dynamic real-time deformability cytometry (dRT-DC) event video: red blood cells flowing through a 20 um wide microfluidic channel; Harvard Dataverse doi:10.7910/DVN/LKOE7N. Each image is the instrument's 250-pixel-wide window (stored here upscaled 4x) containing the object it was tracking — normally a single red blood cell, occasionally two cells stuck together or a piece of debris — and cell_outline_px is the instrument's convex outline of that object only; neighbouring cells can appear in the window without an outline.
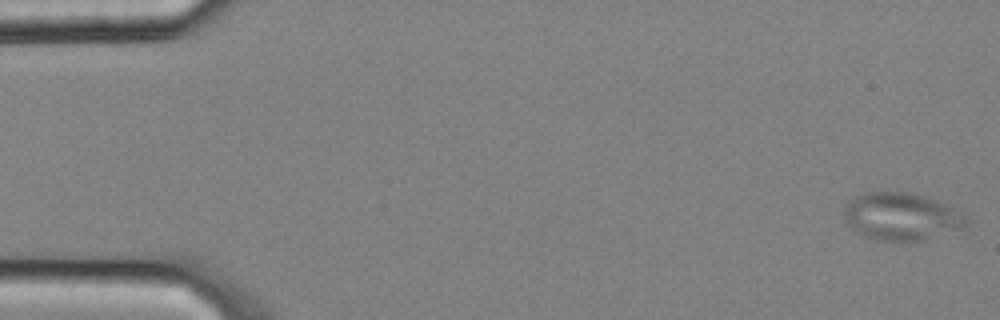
{"species": "common noctule bat (a hibernating species)", "species_latin": "Nyctalus noctula", "temperature_condition": "cold", "stored_images_in_passage": 6, "camera_frame_rate_fps": 3000, "um_per_image_px": 0.085, "animal": {"sex": "male", "body_mass_g": 20.4}, "frame": {"image": 1, "passage_image": 1, "time_ms": 0.0, "image_size_px": [1000, 320], "cell_outline_px": [[968, 224], [964, 228], [924, 240], [880, 240], [864, 236], [856, 232], [848, 224], [844, 216], [844, 212], [848, 200], [852, 196], [864, 192], [912, 192], [940, 200], [964, 216], [968, 220]], "centroid_in_image_um": [76.61, 18.38], "position_along_channel_um": 8.4, "area_um2": 33.93}}